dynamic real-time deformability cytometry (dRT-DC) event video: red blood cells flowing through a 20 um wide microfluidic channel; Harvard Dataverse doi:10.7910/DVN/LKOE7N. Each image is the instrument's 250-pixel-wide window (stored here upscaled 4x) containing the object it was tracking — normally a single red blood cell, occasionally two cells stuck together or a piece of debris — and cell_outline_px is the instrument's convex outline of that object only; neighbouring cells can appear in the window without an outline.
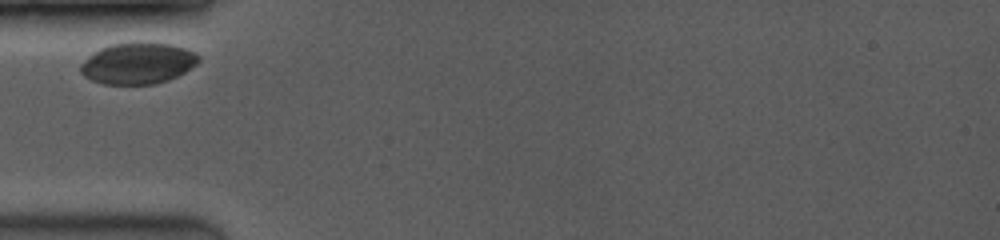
{"species": "common noctule bat (a hibernating species)", "species_latin": "Nyctalus noctula", "temperature_condition": "room temperature", "stored_images_in_passage": 10, "camera_frame_rate_fps": 3500, "um_per_image_px": 0.085, "animal": {"sex": "female", "body_mass_g": 19.0, "forearm_length_mm": 53.3}, "frame": {"image": 1, "passage_image": 1, "time_ms": 0.0, "image_size_px": [1000, 240], "cell_outline_px": [[200, 60], [196, 64], [184, 72], [168, 80], [152, 84], [104, 84], [92, 80], [84, 76], [80, 72], [80, 64], [92, 52], [100, 48], [112, 44], [140, 40], [172, 44], [196, 52], [200, 56]], "centroid_in_image_um": [11.71, 5.35], "position_along_channel_um": 73.3, "area_um2": 28.84}}